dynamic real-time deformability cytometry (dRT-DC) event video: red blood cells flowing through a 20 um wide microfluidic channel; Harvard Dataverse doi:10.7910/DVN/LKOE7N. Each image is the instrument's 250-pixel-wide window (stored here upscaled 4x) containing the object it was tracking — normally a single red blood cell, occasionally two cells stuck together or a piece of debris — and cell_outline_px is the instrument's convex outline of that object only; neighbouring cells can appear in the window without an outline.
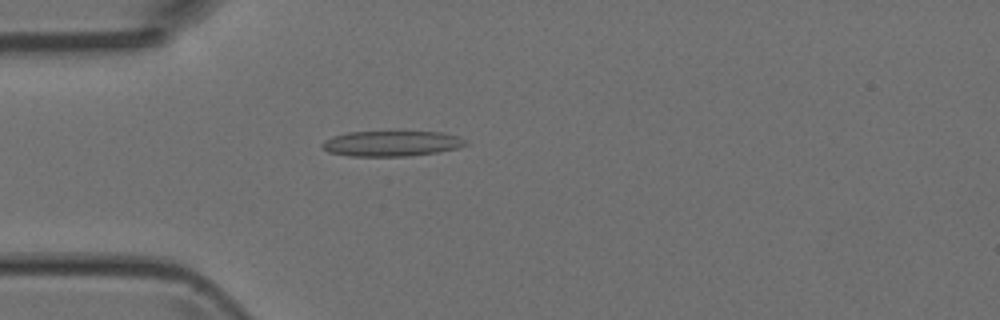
{"species": "Egyptian fruit bat (a non-hibernating species)", "species_latin": "Rousettus aegyptiacus", "temperature_condition": "room temperature", "stored_images_in_passage": 3, "camera_frame_rate_fps": 3000, "um_per_image_px": 0.085, "animal": {"sex": "female"}, "frame": {"image": 1, "passage_image": 3, "time_ms": 2.333, "image_size_px": [1000, 320], "cell_outline_px": [[468, 144], [460, 148], [440, 152], [408, 156], [348, 156], [328, 152], [320, 144], [324, 140], [332, 136], [348, 132], [440, 132], [456, 136], [464, 140]], "centroid_in_image_um": [33.26, 12.21], "position_along_channel_um": 51.7, "area_um2": 21.27}}